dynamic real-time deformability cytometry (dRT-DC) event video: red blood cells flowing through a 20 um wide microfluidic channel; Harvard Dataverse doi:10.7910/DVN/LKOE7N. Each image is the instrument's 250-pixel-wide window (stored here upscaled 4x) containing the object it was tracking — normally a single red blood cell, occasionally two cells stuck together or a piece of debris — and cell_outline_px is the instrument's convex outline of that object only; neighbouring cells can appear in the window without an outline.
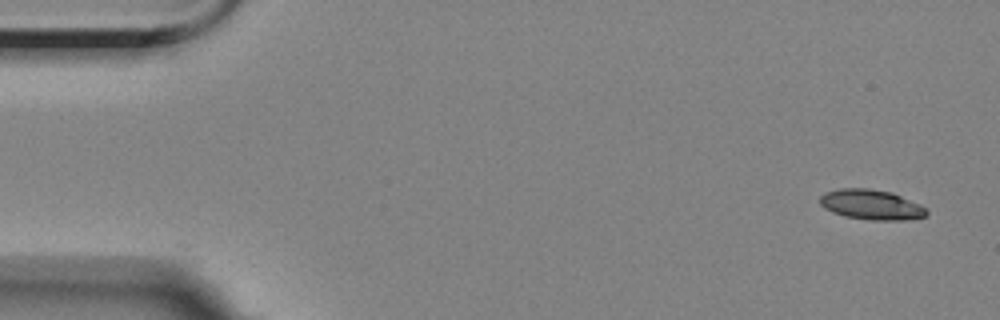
{"species": "Egyptian fruit bat (a non-hibernating species)", "species_latin": "Rousettus aegyptiacus", "temperature_condition": "room temperature", "stored_images_in_passage": 5, "camera_frame_rate_fps": 3000, "um_per_image_px": 0.085, "animal": {"sex": "female"}, "frame": {"image": 1, "passage_image": 1, "time_ms": 0.0, "image_size_px": [1000, 320], "cell_outline_px": [[928, 216], [908, 220], [872, 220], [844, 216], [832, 212], [824, 208], [820, 204], [820, 196], [824, 192], [840, 188], [868, 188], [892, 192], [920, 204], [928, 212]], "centroid_in_image_um": [74.06, 17.39], "position_along_channel_um": 10.9, "area_um2": 18.84}}
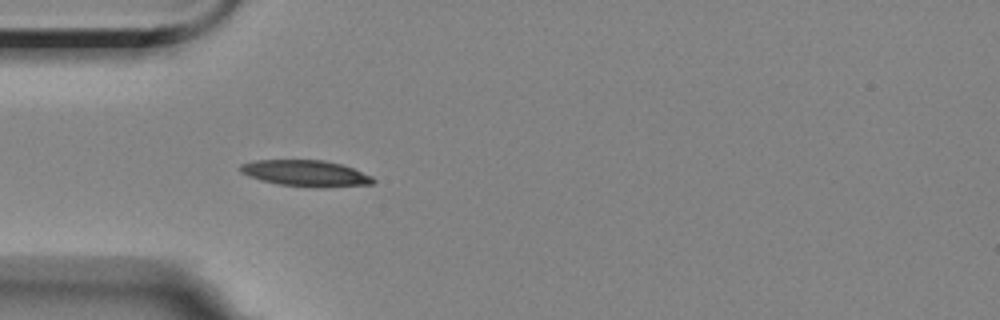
{"frame": {"image": 2, "passage_image": 5, "time_ms": 4.667, "image_size_px": [1000, 320], "cell_outline_px": [[376, 180], [372, 184], [328, 188], [316, 188], [280, 184], [260, 180], [248, 176], [240, 172], [240, 164], [252, 160], [324, 160], [340, 164], [352, 168], [372, 176]], "centroid_in_image_um": [25.99, 14.74], "position_along_channel_um": 59.0, "area_um2": 20.46}}